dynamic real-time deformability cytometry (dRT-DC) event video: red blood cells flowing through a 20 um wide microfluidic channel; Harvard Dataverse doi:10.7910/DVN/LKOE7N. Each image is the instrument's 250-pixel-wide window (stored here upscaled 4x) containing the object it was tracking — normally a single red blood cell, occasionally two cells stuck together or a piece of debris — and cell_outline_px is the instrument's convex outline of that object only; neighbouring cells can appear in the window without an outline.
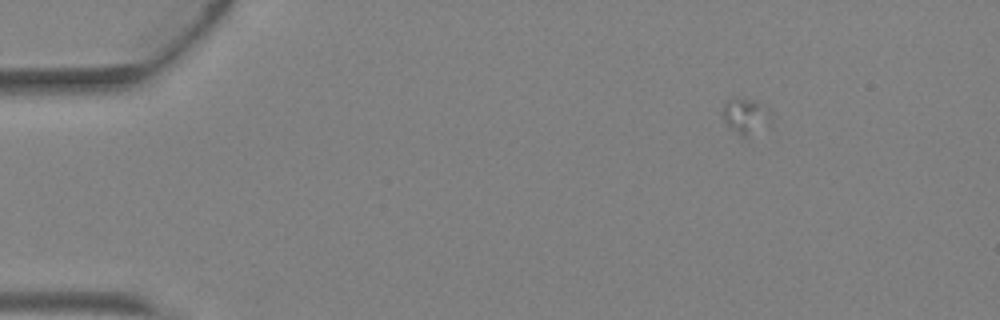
{"species": "Egyptian fruit bat (a non-hibernating species)", "species_latin": "Rousettus aegyptiacus", "temperature_condition": "warm", "stored_images_in_passage": 3, "camera_frame_rate_fps": 3000, "um_per_image_px": 0.085, "animal": {"sex": "female"}, "frame": {"image": 1, "passage_image": 1, "time_ms": 0.0, "image_size_px": [1000, 320], "cell_outline_px": [[772, 128], [744, 140], [724, 120], [720, 112], [724, 100], [728, 96], [732, 96], [756, 100], [768, 104], [772, 116]], "centroid_in_image_um": [63.47, 9.87], "position_along_channel_um": 21.5, "area_um2": 11.56}}